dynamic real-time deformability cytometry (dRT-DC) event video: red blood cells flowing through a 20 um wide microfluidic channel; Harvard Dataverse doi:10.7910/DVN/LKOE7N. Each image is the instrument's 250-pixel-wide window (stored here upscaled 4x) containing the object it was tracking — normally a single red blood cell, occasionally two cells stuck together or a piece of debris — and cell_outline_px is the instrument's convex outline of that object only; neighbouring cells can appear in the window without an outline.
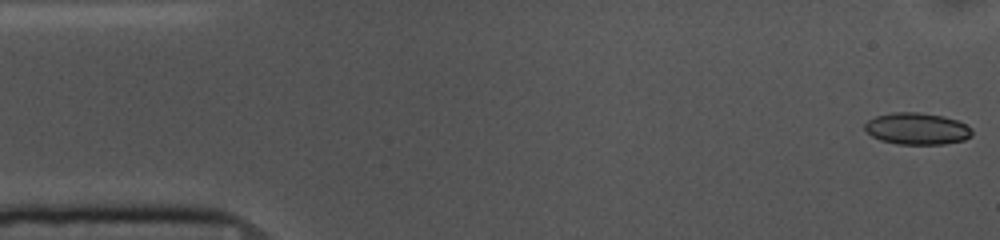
{"species": "common noctule bat (a hibernating species)", "species_latin": "Nyctalus noctula", "temperature_condition": "cold", "stored_images_in_passage": 53, "camera_frame_rate_fps": 3000, "um_per_image_px": 0.085, "animal": {"sex": "female", "body_mass_g": 10.0, "forearm_length_mm": 53.1}, "frame": {"image": 1, "passage_image": 1, "time_ms": 0.0, "image_size_px": [1000, 240], "cell_outline_px": [[972, 136], [964, 140], [944, 144], [900, 144], [880, 140], [872, 136], [864, 128], [864, 124], [868, 120], [876, 116], [892, 112], [916, 112], [944, 116], [956, 120], [972, 128]], "centroid_in_image_um": [77.95, 10.94], "position_along_channel_um": 7.1, "area_um2": 19.83}}
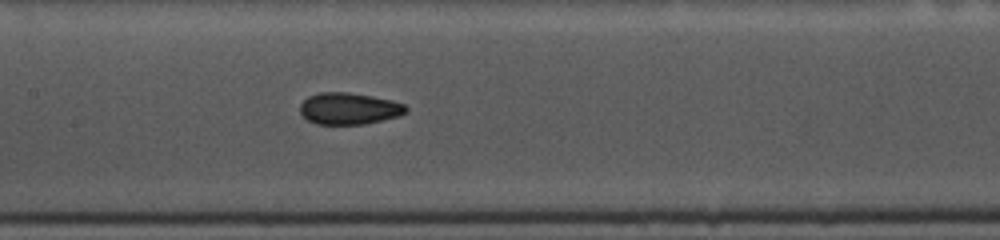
{"frame": {"image": 2, "passage_image": 24, "time_ms": 7.667, "image_size_px": [1000, 240], "cell_outline_px": [[408, 112], [400, 116], [364, 124], [316, 124], [308, 120], [300, 112], [300, 104], [308, 96], [320, 92], [348, 92], [372, 96], [392, 100], [404, 104], [408, 108]], "centroid_in_image_um": [29.69, 9.22], "position_along_channel_um": 177.7, "area_um2": 19.65}}
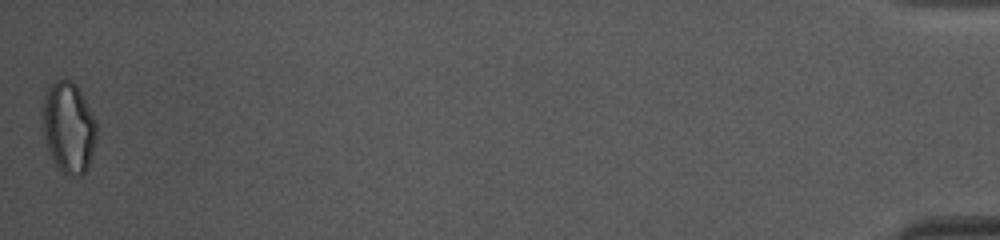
{"frame": {"image": 3, "passage_image": 53, "time_ms": 17.333, "image_size_px": [1000, 240], "cell_outline_px": [[96, 140], [88, 168], [80, 176], [64, 176], [52, 160], [44, 136], [44, 96], [48, 88], [56, 80], [72, 80], [76, 84], [96, 120]], "centroid_in_image_um": [5.85, 10.88], "position_along_channel_um": 429.3, "area_um2": 28.44}, "authors_computed_cell_mechanics": {"area_um2": 19.8254, "velocity_mm_per_s": 3.6672, "shape_relaxation_time_tau1_ms": 3.3165, "shape_relaxation_time_tau2_ms": 1.486, "deformation_change_tau1": 0.088, "deformation_change_tau2": 0.0506}}